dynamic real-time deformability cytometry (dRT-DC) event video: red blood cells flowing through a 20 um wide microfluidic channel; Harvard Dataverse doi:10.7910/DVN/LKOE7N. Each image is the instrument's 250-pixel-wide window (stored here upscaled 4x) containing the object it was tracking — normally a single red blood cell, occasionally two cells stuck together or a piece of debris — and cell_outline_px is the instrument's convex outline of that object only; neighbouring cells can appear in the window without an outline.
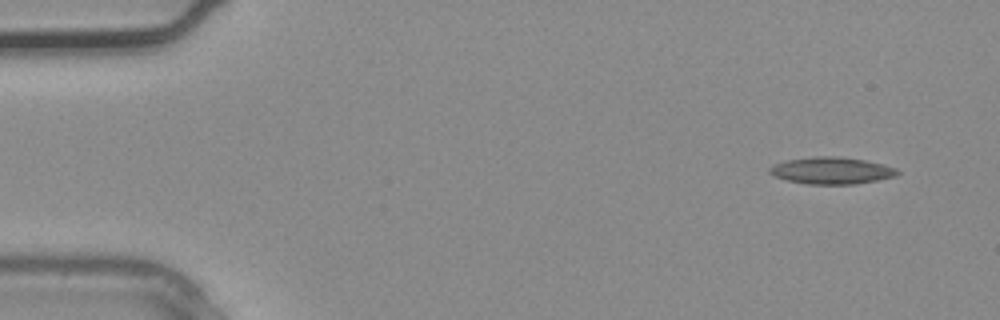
{"species": "common noctule bat (a hibernating species)", "species_latin": "Nyctalus noctula", "temperature_condition": "warm", "stored_images_in_passage": 4, "segment_of_instrument_passage": [1, 2], "camera_frame_rate_fps": 3000, "um_per_image_px": 0.085, "animal": {"sex": "male", "body_mass_g": 20.4}, "frame": {"image": 1, "passage_image": 1, "time_ms": 0.0, "image_size_px": [1000, 320], "cell_outline_px": [[900, 172], [896, 176], [856, 184], [808, 184], [788, 180], [776, 176], [768, 172], [768, 168], [776, 164], [788, 160], [816, 156], [836, 156], [864, 160], [896, 168]], "centroid_in_image_um": [70.69, 14.5], "position_along_channel_um": 14.3, "area_um2": 19.71}}
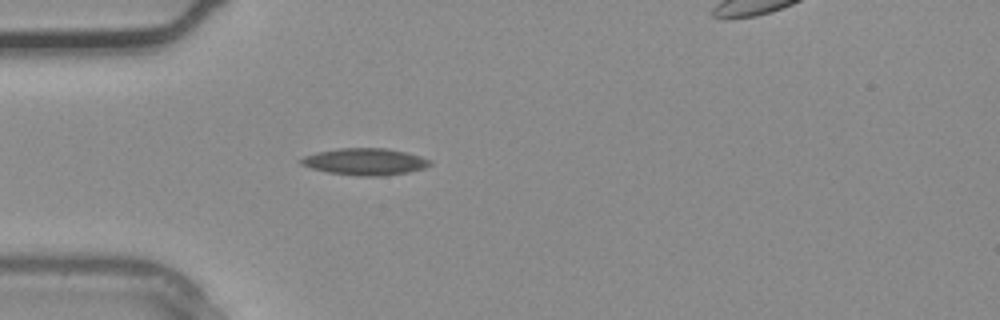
{"frame": {"image": 2, "passage_image": 3, "time_ms": 0.667, "image_size_px": [1000, 320], "cell_outline_px": [[432, 164], [424, 168], [408, 172], [384, 176], [360, 176], [328, 172], [312, 168], [300, 164], [300, 160], [304, 156], [316, 152], [340, 148], [384, 148], [404, 152], [420, 156], [432, 160]], "centroid_in_image_um": [31.04, 13.74], "position_along_channel_um": 54.0, "area_um2": 20.06}}